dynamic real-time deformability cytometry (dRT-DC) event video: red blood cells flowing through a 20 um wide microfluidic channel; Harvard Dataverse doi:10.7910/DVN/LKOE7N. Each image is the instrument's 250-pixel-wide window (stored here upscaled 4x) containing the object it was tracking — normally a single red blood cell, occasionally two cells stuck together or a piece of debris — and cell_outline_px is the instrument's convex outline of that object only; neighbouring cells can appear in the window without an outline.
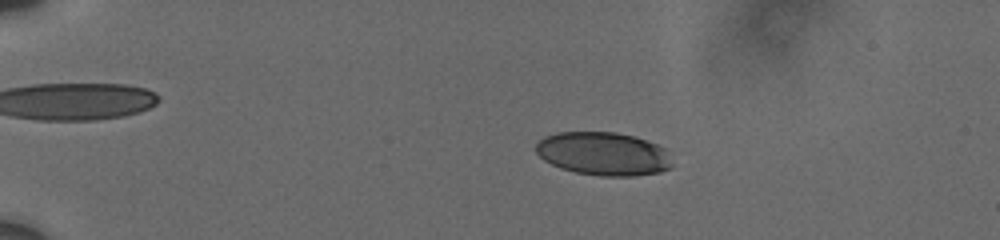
{"species": "human", "species_latin": "Homo sapiens", "temperature_condition": "cold", "stored_images_in_passage": 11, "camera_frame_rate_fps": 3000, "um_per_image_px": 0.085, "donor": {"sex": "male"}, "frame": {"image": 1, "passage_image": 4, "time_ms": 3.333, "image_size_px": [1000, 240], "cell_outline_px": [[672, 168], [660, 172], [632, 176], [600, 176], [576, 172], [560, 168], [544, 160], [536, 152], [536, 144], [544, 136], [556, 132], [616, 132], [632, 136], [656, 144], [664, 148], [672, 164]], "centroid_in_image_um": [51.27, 13.07], "position_along_channel_um": 33.7, "area_um2": 34.28}}
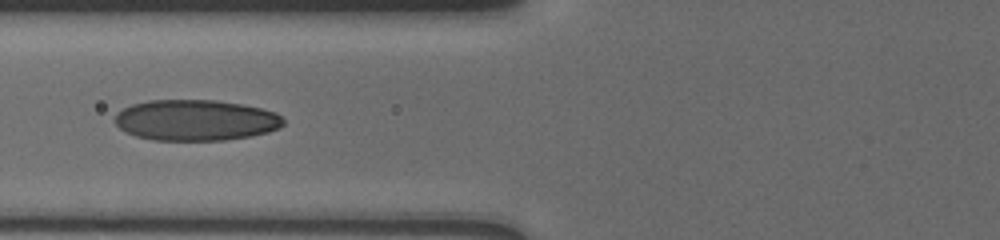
{"frame": {"image": 2, "passage_image": 8, "time_ms": 7.667, "image_size_px": [1000, 240], "cell_outline_px": [[284, 124], [280, 128], [268, 132], [252, 136], [224, 140], [152, 140], [136, 136], [124, 132], [112, 120], [116, 112], [132, 104], [148, 100], [216, 100], [240, 104], [260, 108], [276, 112], [284, 120]], "centroid_in_image_um": [16.6, 10.22], "position_along_channel_um": 109.2, "area_um2": 40.46}}
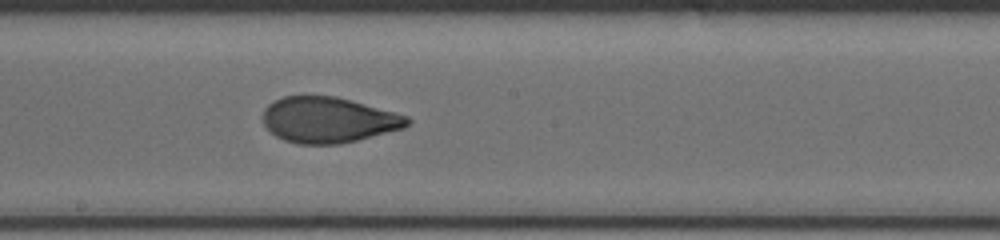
{"frame": {"image": 3, "passage_image": 11, "time_ms": 10.667, "image_size_px": [1000, 240], "cell_outline_px": [[412, 120], [404, 128], [340, 144], [300, 144], [284, 140], [276, 136], [264, 124], [264, 108], [272, 100], [284, 96], [336, 96], [408, 116]], "centroid_in_image_um": [27.9, 10.19], "position_along_channel_um": 220.3, "area_um2": 38.21}}